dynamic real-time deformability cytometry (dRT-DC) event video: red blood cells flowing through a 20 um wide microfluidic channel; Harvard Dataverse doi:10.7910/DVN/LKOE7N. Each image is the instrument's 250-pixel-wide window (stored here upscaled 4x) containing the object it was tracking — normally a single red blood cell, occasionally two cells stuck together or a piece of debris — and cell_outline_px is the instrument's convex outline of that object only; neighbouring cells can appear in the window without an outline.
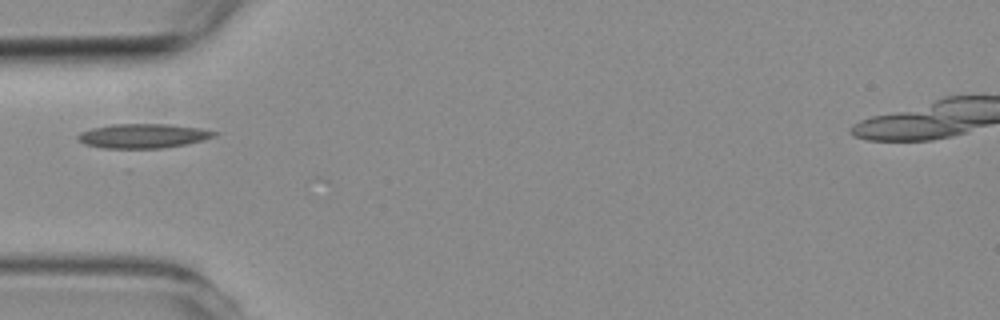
{"species": "common noctule bat (a hibernating species)", "species_latin": "Nyctalus noctula", "temperature_condition": "room temperature", "stored_images_in_passage": 1, "camera_frame_rate_fps": 3000, "um_per_image_px": 0.085, "animal": {"sex": "female", "body_mass_g": 19.3, "forearm_length_mm": 54.1}, "frame": {"image": 1, "passage_image": 1, "time_ms": 0.0, "image_size_px": [1000, 320], "cell_outline_px": [[220, 132], [216, 136], [204, 140], [184, 144], [160, 148], [104, 148], [84, 144], [76, 140], [76, 136], [80, 132], [92, 128], [112, 124], [168, 124], [200, 128]], "centroid_in_image_um": [12.14, 11.55], "position_along_channel_um": 72.9, "area_um2": 19.42}}